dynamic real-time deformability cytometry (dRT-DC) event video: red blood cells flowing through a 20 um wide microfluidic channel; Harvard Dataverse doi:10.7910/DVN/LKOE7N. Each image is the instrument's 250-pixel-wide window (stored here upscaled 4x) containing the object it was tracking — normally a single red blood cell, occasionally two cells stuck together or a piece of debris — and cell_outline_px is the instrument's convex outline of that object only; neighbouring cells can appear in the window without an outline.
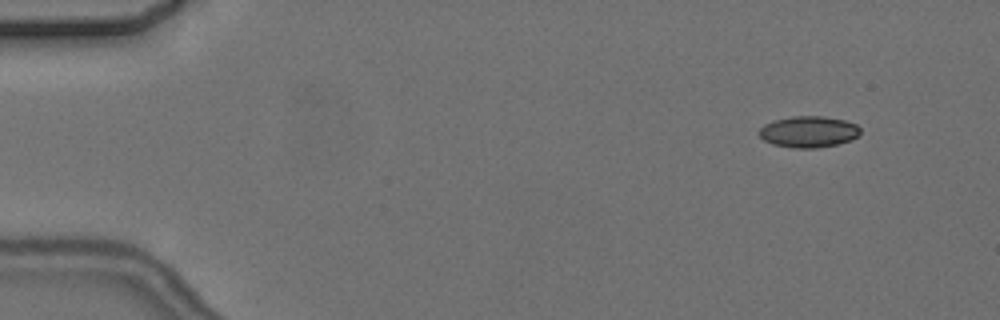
{"species": "common noctule bat (a hibernating species)", "species_latin": "Nyctalus noctula", "temperature_condition": "cold", "stored_images_in_passage": 6, "camera_frame_rate_fps": 3000, "um_per_image_px": 0.085, "animal": {"sex": "female", "body_mass_g": 24.6, "forearm_length_mm": 56.2}, "frame": {"image": 1, "passage_image": 2, "time_ms": 1.0, "image_size_px": [1000, 320], "cell_outline_px": [[860, 132], [852, 140], [836, 144], [816, 148], [796, 148], [772, 144], [764, 140], [760, 136], [760, 128], [764, 124], [772, 120], [792, 116], [824, 116], [844, 120], [856, 124], [860, 128]], "centroid_in_image_um": [68.72, 11.19], "position_along_channel_um": 16.3, "area_um2": 18.44}}
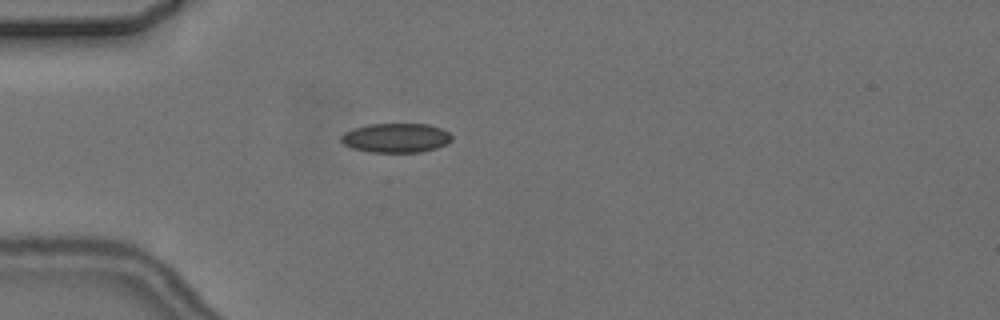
{"frame": {"image": 2, "passage_image": 5, "time_ms": 4.667, "image_size_px": [1000, 320], "cell_outline_px": [[452, 140], [448, 144], [436, 148], [420, 152], [368, 152], [352, 148], [344, 144], [340, 140], [340, 136], [344, 132], [368, 124], [428, 124], [440, 128], [448, 132], [452, 136]], "centroid_in_image_um": [33.66, 11.72], "position_along_channel_um": 51.3, "area_um2": 18.96}}